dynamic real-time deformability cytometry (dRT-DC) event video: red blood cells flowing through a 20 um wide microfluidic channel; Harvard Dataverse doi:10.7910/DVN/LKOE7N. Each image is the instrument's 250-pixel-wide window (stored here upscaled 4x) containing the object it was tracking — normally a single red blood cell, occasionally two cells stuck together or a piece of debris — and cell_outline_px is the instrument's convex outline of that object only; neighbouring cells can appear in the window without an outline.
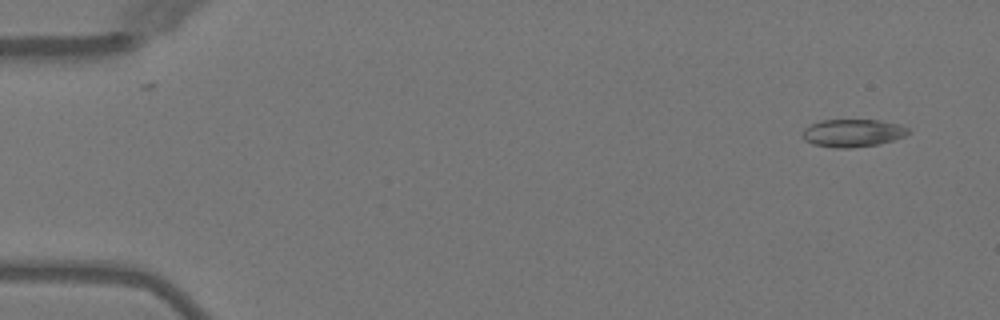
{"species": "Egyptian fruit bat (a non-hibernating species)", "species_latin": "Rousettus aegyptiacus", "temperature_condition": "warm", "stored_images_in_passage": 5, "camera_frame_rate_fps": 3000, "um_per_image_px": 0.085, "animal": {"sex": "female"}, "frame": {"image": 1, "passage_image": 1, "time_ms": 0.0, "image_size_px": [1000, 320], "cell_outline_px": [[912, 132], [904, 136], [880, 144], [852, 148], [832, 148], [812, 144], [804, 140], [804, 128], [820, 120], [880, 120], [900, 124], [908, 128]], "centroid_in_image_um": [72.51, 11.31], "position_along_channel_um": 12.5, "area_um2": 17.22}}
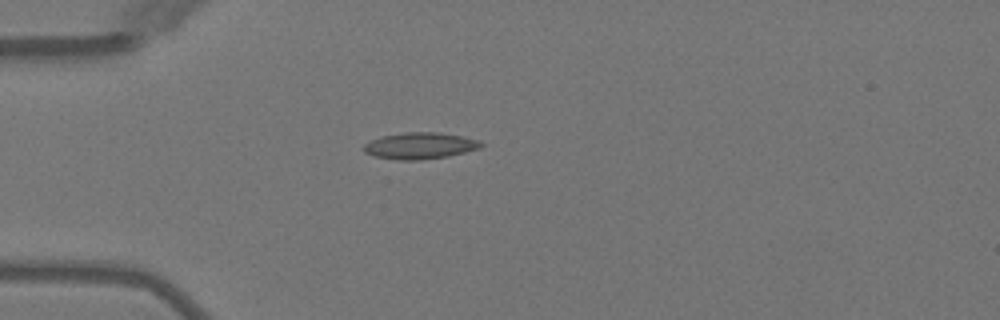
{"frame": {"image": 2, "passage_image": 4, "time_ms": 3.667, "image_size_px": [1000, 320], "cell_outline_px": [[484, 144], [480, 148], [448, 156], [420, 160], [396, 160], [376, 156], [364, 152], [360, 148], [364, 144], [380, 136], [404, 132], [440, 132], [480, 140]], "centroid_in_image_um": [35.67, 12.38], "position_along_channel_um": 49.3, "area_um2": 18.21}}